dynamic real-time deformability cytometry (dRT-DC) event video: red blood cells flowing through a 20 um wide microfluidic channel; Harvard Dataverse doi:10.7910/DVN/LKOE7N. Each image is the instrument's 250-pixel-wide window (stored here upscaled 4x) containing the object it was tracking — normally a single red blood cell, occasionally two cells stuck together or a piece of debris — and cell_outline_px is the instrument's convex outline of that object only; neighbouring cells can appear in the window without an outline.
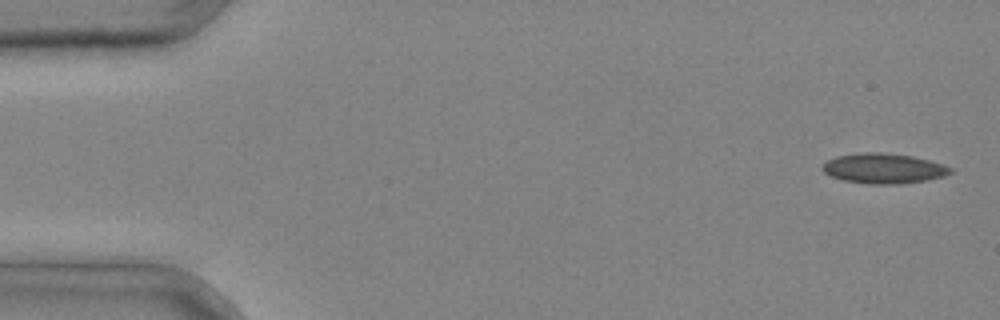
{"species": "common noctule bat (a hibernating species)", "species_latin": "Nyctalus noctula", "temperature_condition": "cold", "stored_images_in_passage": 5, "camera_frame_rate_fps": 3000, "um_per_image_px": 0.085, "animal": {"sex": "male", "body_mass_g": 20.4}, "frame": {"image": 1, "passage_image": 1, "time_ms": 0.0, "image_size_px": [1000, 320], "cell_outline_px": [[952, 172], [944, 176], [928, 180], [900, 184], [868, 184], [844, 180], [832, 176], [824, 172], [820, 168], [828, 160], [836, 156], [864, 152], [880, 152], [912, 156], [944, 164], [952, 168]], "centroid_in_image_um": [75.12, 14.32], "position_along_channel_um": 9.9, "area_um2": 22.43}}
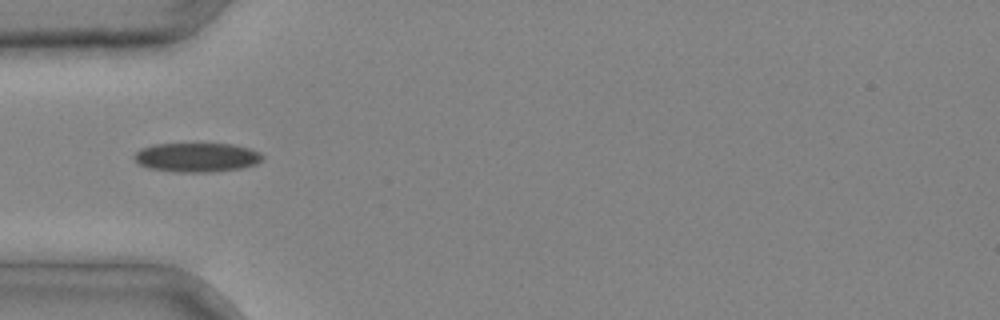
{"frame": {"image": 2, "passage_image": 4, "time_ms": 1.0, "image_size_px": [1000, 320], "cell_outline_px": [[264, 160], [256, 164], [244, 168], [212, 172], [176, 172], [148, 168], [140, 164], [132, 156], [140, 148], [152, 144], [232, 144], [248, 148], [260, 152], [264, 156]], "centroid_in_image_um": [16.75, 13.38], "position_along_channel_um": 68.3, "area_um2": 22.02}}